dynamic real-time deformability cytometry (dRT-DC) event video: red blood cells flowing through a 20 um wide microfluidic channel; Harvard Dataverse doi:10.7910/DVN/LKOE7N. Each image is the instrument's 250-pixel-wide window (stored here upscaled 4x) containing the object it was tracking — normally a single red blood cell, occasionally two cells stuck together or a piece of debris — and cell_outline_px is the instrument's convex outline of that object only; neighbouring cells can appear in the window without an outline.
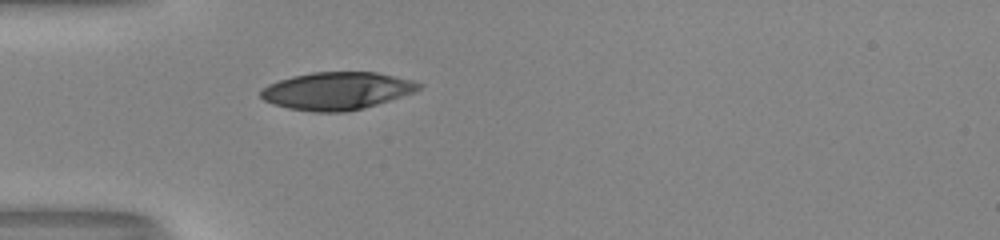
{"species": "human", "species_latin": "Homo sapiens", "temperature_condition": "room temperature", "stored_images_in_passage": 36, "camera_frame_rate_fps": 3000, "um_per_image_px": 0.085, "donor": {"sex": "male"}, "frame": {"image": 1, "passage_image": 1, "time_ms": 0.0, "image_size_px": [1000, 240], "cell_outline_px": [[424, 84], [416, 92], [364, 108], [344, 112], [312, 112], [288, 108], [272, 104], [264, 100], [260, 96], [260, 88], [268, 84], [292, 76], [312, 72], [376, 72], [412, 80]], "centroid_in_image_um": [28.62, 7.72], "position_along_channel_um": 56.4, "area_um2": 34.8}}
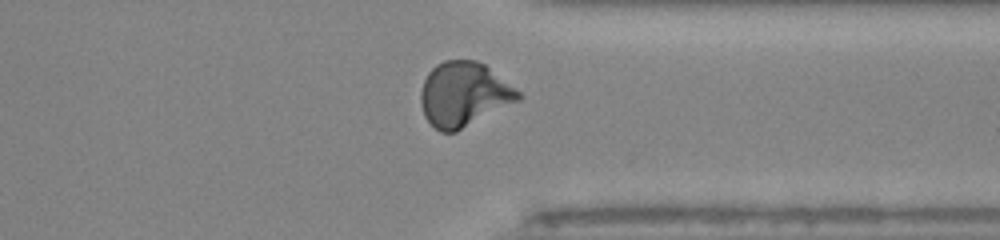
{"frame": {"image": 2, "passage_image": 25, "time_ms": 8.0, "image_size_px": [1000, 240], "cell_outline_px": [[524, 96], [520, 100], [456, 132], [440, 132], [424, 116], [420, 100], [420, 92], [424, 80], [428, 72], [436, 64], [444, 60], [476, 60], [484, 64], [520, 92]], "centroid_in_image_um": [39.41, 8.02], "position_along_channel_um": 372.0, "area_um2": 36.53}}
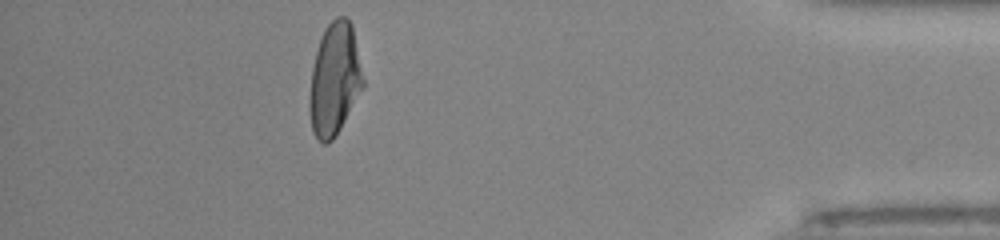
{"frame": {"image": 3, "passage_image": 31, "time_ms": 10.0, "image_size_px": [1000, 240], "cell_outline_px": [[364, 88], [340, 128], [332, 140], [328, 144], [324, 144], [312, 132], [308, 108], [312, 68], [316, 52], [324, 28], [336, 16], [344, 16], [352, 24], [364, 80]], "centroid_in_image_um": [28.43, 6.75], "position_along_channel_um": 406.8, "area_um2": 35.08}, "authors_computed_cell_mechanics": {"area_um2": 35.1424, "velocity_mm_per_s": 4.0634, "shape_relaxation_time_tau1_ms": 4.1939, "shape_relaxation_time_tau2_ms": 0.8417, "deformation_change_tau1": 0.2183, "deformation_change_tau2": 0.0442}}